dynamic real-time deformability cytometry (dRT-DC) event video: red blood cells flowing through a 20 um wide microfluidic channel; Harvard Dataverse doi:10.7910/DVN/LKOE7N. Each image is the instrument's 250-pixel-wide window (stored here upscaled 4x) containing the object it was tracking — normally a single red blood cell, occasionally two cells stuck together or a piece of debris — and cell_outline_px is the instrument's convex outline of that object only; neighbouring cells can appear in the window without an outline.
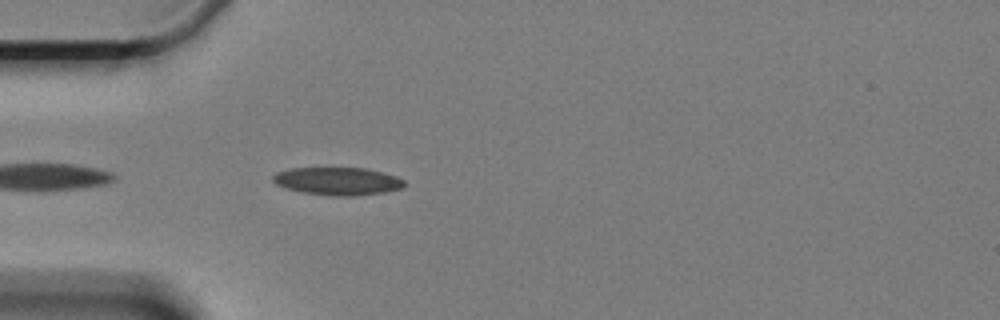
{"species": "Egyptian fruit bat (a non-hibernating species)", "species_latin": "Rousettus aegyptiacus", "temperature_condition": "cold", "stored_images_in_passage": 30, "camera_frame_rate_fps": 3000, "um_per_image_px": 0.085, "animal": {"sex": "female"}, "frame": {"image": 1, "passage_image": 3, "time_ms": 0.667, "image_size_px": [1000, 320], "cell_outline_px": [[408, 184], [404, 188], [384, 192], [352, 196], [332, 196], [304, 192], [288, 188], [276, 184], [272, 180], [272, 176], [276, 172], [288, 168], [364, 168], [384, 172], [396, 176], [404, 180]], "centroid_in_image_um": [28.74, 15.39], "position_along_channel_um": 56.3, "area_um2": 21.39}}
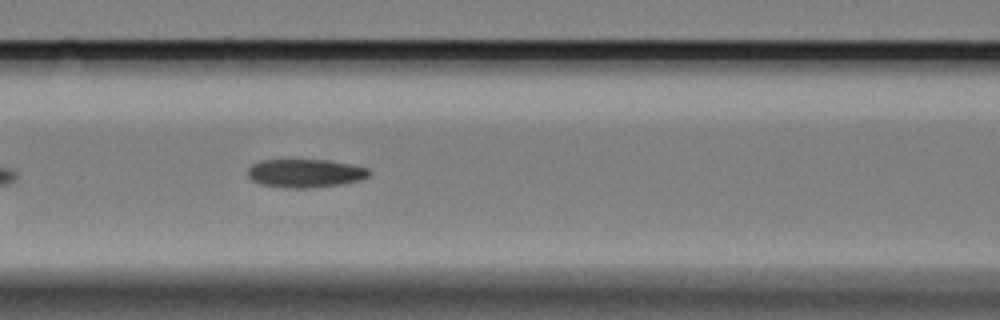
{"frame": {"image": 2, "passage_image": 11, "time_ms": 3.333, "image_size_px": [1000, 320], "cell_outline_px": [[372, 172], [368, 176], [360, 180], [340, 184], [312, 188], [288, 188], [260, 184], [252, 180], [248, 176], [248, 168], [252, 164], [260, 160], [328, 160], [352, 164], [368, 168]], "centroid_in_image_um": [25.95, 14.72], "position_along_channel_um": 140.6, "area_um2": 20.17}}
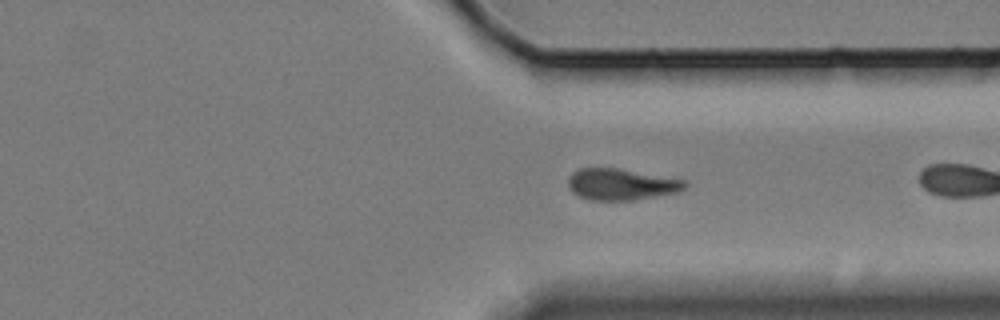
{"frame": {"image": 3, "passage_image": 28, "time_ms": 9.0, "image_size_px": [1000, 320], "cell_outline_px": [[688, 184], [680, 192], [632, 200], [588, 200], [572, 192], [568, 184], [568, 180], [572, 172], [580, 168], [620, 168], [688, 180]], "centroid_in_image_um": [52.84, 15.66], "position_along_channel_um": 358.6, "area_um2": 21.56}}